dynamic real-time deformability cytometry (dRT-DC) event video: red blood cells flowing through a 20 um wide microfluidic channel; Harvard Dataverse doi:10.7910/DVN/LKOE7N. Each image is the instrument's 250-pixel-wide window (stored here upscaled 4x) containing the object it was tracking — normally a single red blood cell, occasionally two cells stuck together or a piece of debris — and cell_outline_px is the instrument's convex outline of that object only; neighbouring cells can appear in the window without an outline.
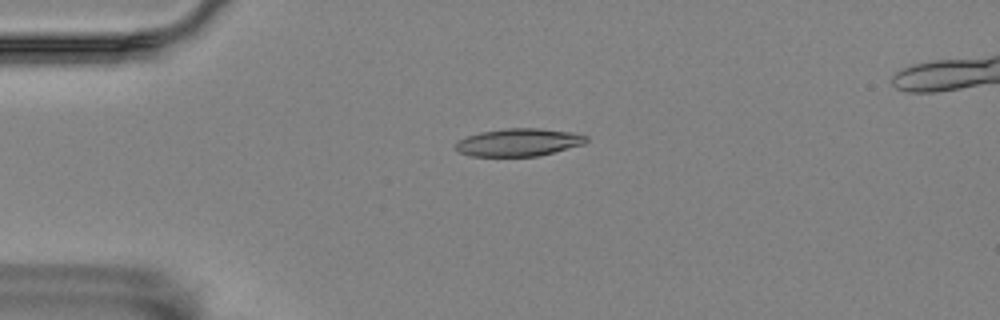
{"species": "Egyptian fruit bat (a non-hibernating species)", "species_latin": "Rousettus aegyptiacus", "temperature_condition": "room temperature", "stored_images_in_passage": 58, "segment_of_instrument_passage": [1, 2], "camera_frame_rate_fps": 3000, "um_per_image_px": 0.085, "animal": {"sex": "female"}, "frame": {"image": 1, "passage_image": 14, "time_ms": 4.333, "image_size_px": [1000, 320], "cell_outline_px": [[588, 140], [584, 144], [536, 156], [468, 156], [460, 152], [456, 148], [456, 144], [460, 140], [468, 136], [480, 132], [504, 128], [540, 128], [572, 132], [588, 136]], "centroid_in_image_um": [44.1, 12.09], "position_along_channel_um": 40.9, "area_um2": 20.92}}
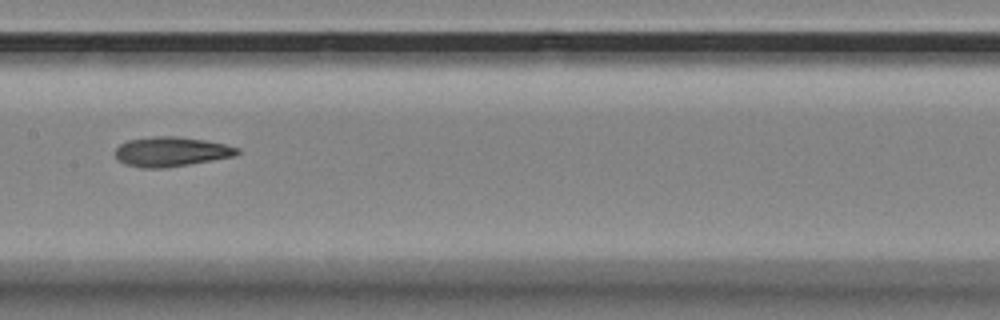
{"frame": {"image": 2, "passage_image": 29, "time_ms": 9.333, "image_size_px": [1000, 320], "cell_outline_px": [[240, 152], [236, 156], [164, 168], [144, 168], [124, 164], [116, 156], [116, 148], [120, 144], [128, 140], [152, 136], [176, 136], [204, 140], [224, 144], [240, 148]], "centroid_in_image_um": [14.56, 12.89], "position_along_channel_um": 192.8, "area_um2": 20.98}}
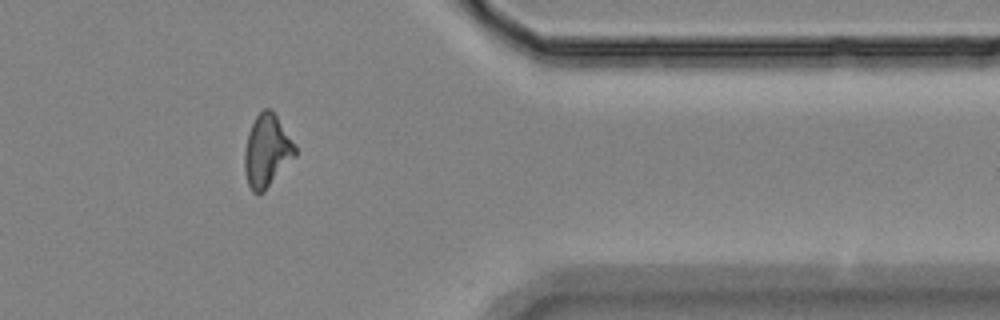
{"frame": {"image": 3, "passage_image": 47, "time_ms": 15.333, "image_size_px": [1000, 320], "cell_outline_px": [[296, 156], [264, 192], [252, 192], [248, 184], [244, 172], [244, 148], [248, 132], [256, 116], [264, 108], [268, 108], [276, 116], [296, 148]], "centroid_in_image_um": [22.65, 12.86], "position_along_channel_um": 388.7, "area_um2": 21.1}}